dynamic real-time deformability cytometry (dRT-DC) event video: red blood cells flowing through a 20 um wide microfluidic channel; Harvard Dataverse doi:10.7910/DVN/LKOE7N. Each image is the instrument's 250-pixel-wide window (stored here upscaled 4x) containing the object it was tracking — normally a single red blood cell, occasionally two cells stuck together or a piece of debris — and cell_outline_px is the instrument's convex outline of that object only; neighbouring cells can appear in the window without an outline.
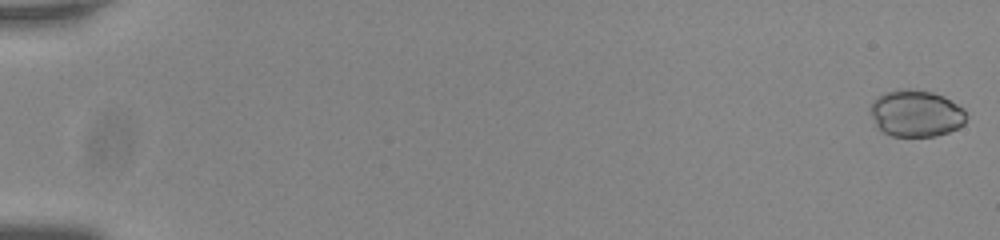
{"species": "common noctule bat (a hibernating species)", "species_latin": "Nyctalus noctula", "temperature_condition": "room temperature", "stored_images_in_passage": 17, "camera_frame_rate_fps": 3000, "um_per_image_px": 0.085, "animal": {"sex": "male", "body_mass_g": 20.0, "forearm_length_mm": 53.3}, "frame": {"image": 1, "passage_image": 1, "time_ms": 0.0, "image_size_px": [1000, 240], "cell_outline_px": [[968, 116], [964, 124], [948, 132], [936, 136], [892, 136], [884, 132], [876, 124], [872, 116], [872, 100], [888, 92], [908, 88], [932, 92], [944, 96], [964, 108]], "centroid_in_image_um": [77.92, 9.64], "position_along_channel_um": 7.1, "area_um2": 25.89}}
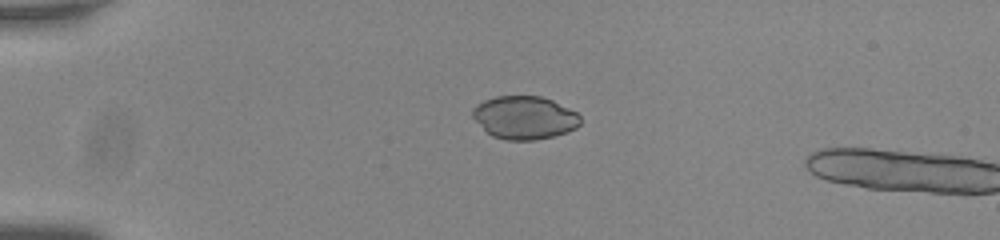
{"frame": {"image": 2, "passage_image": 15, "time_ms": 4.667, "image_size_px": [1000, 240], "cell_outline_px": [[580, 124], [576, 128], [568, 132], [536, 140], [504, 140], [492, 136], [472, 116], [472, 108], [476, 104], [484, 100], [496, 96], [540, 96], [552, 100], [576, 112], [580, 116]], "centroid_in_image_um": [44.58, 9.99], "position_along_channel_um": 40.4, "area_um2": 26.99}}